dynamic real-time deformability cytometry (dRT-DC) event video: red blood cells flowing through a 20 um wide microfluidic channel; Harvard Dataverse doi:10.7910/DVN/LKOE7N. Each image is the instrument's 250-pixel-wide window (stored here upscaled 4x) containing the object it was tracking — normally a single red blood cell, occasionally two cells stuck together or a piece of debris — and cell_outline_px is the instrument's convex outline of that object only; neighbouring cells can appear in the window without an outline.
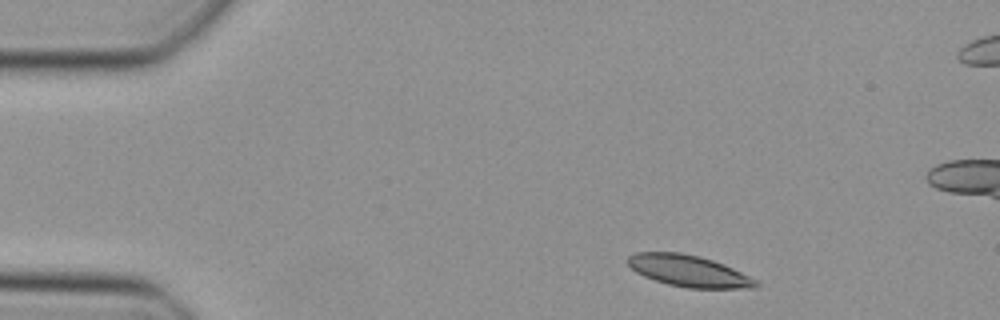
{"species": "Egyptian fruit bat (a non-hibernating species)", "species_latin": "Rousettus aegyptiacus", "temperature_condition": "cold", "stored_images_in_passage": 43, "camera_frame_rate_fps": 3000, "um_per_image_px": 0.085, "animal": {"sex": "female"}, "frame": {"image": 1, "passage_image": 1, "time_ms": 0.0, "image_size_px": [1000, 320], "cell_outline_px": [[760, 284], [756, 288], [688, 288], [668, 284], [644, 276], [636, 272], [624, 260], [628, 256], [636, 252], [680, 252], [700, 256], [724, 264], [756, 280]], "centroid_in_image_um": [58.51, 23.02], "position_along_channel_um": 26.5, "area_um2": 23.47}}
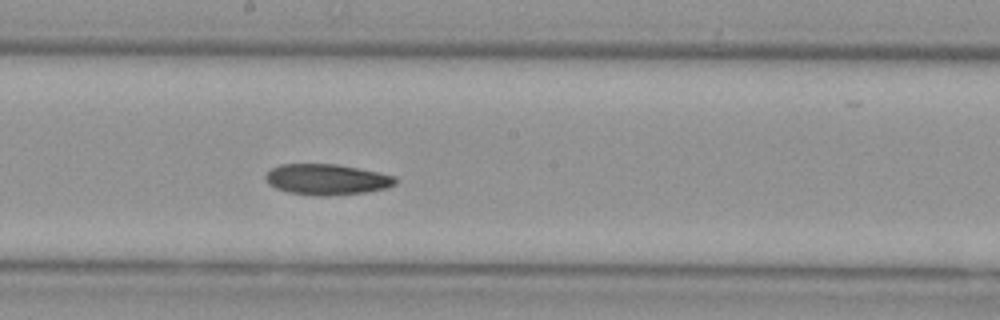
{"frame": {"image": 2, "passage_image": 20, "time_ms": 6.333, "image_size_px": [1000, 320], "cell_outline_px": [[396, 184], [388, 188], [364, 192], [328, 196], [316, 196], [288, 192], [276, 188], [268, 184], [264, 176], [272, 168], [280, 164], [336, 164], [396, 176]], "centroid_in_image_um": [27.76, 15.26], "position_along_channel_um": 220.4, "area_um2": 23.24}}
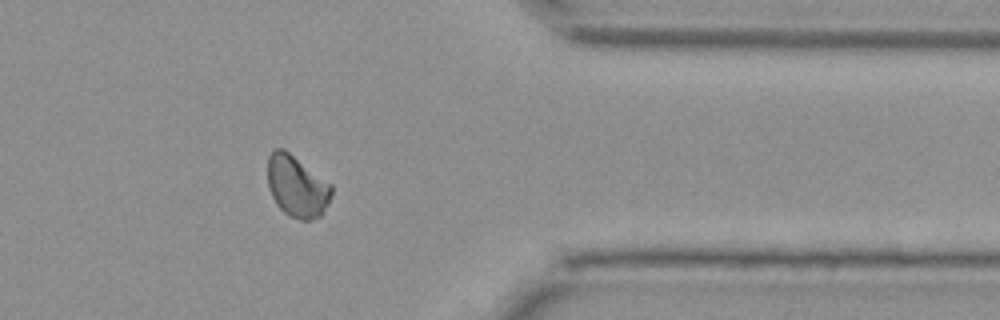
{"frame": {"image": 3, "passage_image": 33, "time_ms": 10.667, "image_size_px": [1000, 320], "cell_outline_px": [[332, 192], [328, 204], [320, 216], [312, 220], [300, 220], [288, 216], [276, 204], [272, 196], [268, 184], [268, 156], [276, 148], [284, 148], [332, 184]], "centroid_in_image_um": [25.24, 15.84], "position_along_channel_um": 386.2, "area_um2": 23.0}}